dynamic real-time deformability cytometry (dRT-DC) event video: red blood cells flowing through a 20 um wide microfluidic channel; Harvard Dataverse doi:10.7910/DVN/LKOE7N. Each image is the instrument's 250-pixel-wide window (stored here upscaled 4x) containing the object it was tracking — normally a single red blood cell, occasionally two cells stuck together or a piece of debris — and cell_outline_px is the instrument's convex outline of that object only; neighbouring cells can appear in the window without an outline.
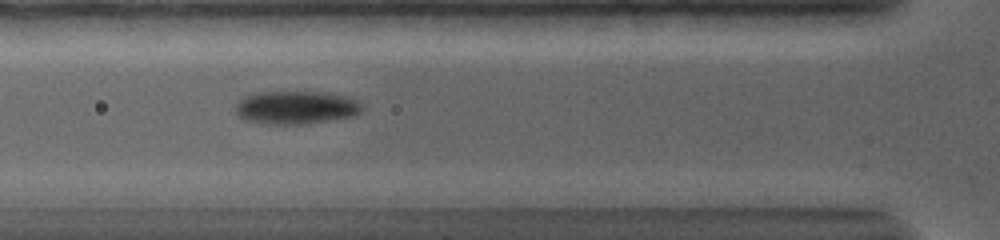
{"species": "common noctule bat (a hibernating species)", "species_latin": "Nyctalus noctula", "temperature_condition": "warm", "stored_images_in_passage": 41, "camera_frame_rate_fps": 5000, "um_per_image_px": 0.085, "animal": {"sex": "female", "body_mass_g": 19.0, "forearm_length_mm": 56.7}, "frame": {"image": 1, "passage_image": 10, "time_ms": 3.8, "image_size_px": [1000, 240], "cell_outline_px": [[364, 108], [356, 116], [308, 124], [268, 124], [244, 120], [236, 112], [236, 104], [244, 96], [260, 92], [324, 92], [344, 96], [356, 100]], "centroid_in_image_um": [25.18, 9.15], "position_along_channel_um": 100.6, "area_um2": 24.51}}
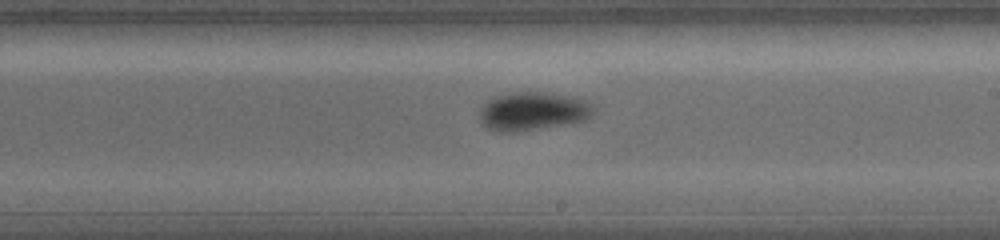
{"frame": {"image": 2, "passage_image": 19, "time_ms": 7.6, "image_size_px": [1000, 240], "cell_outline_px": [[592, 112], [588, 120], [564, 124], [512, 132], [500, 132], [488, 128], [480, 120], [480, 108], [484, 100], [496, 96], [512, 92], [544, 92], [576, 96], [588, 100], [592, 108]], "centroid_in_image_um": [45.28, 9.43], "position_along_channel_um": 243.7, "area_um2": 25.61}}
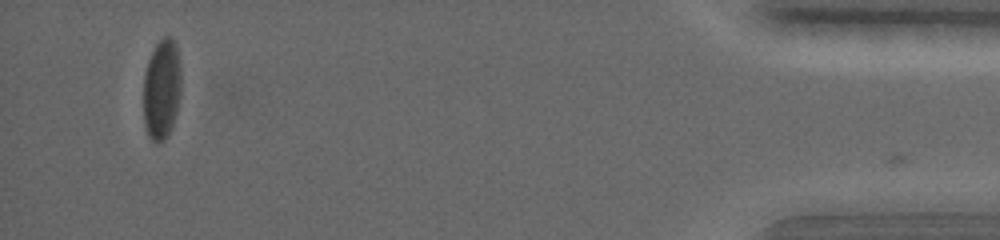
{"frame": {"image": 3, "passage_image": 37, "time_ms": 15.0, "image_size_px": [1000, 240], "cell_outline_px": [[180, 96], [172, 128], [168, 136], [164, 140], [156, 144], [148, 136], [144, 124], [144, 72], [148, 60], [156, 44], [164, 36], [168, 36], [176, 40], [180, 60]], "centroid_in_image_um": [13.75, 7.58], "position_along_channel_um": 421.4, "area_um2": 22.43}, "authors_computed_cell_mechanics": {"area_um2": 23.5824, "velocity_mm_per_s": 3.7757, "shape_relaxation_time_tau1_ms": 3.9651, "shape_relaxation_time_tau2_ms": null, "deformation_change_tau1": 0.1094, "deformation_change_tau2": null}}